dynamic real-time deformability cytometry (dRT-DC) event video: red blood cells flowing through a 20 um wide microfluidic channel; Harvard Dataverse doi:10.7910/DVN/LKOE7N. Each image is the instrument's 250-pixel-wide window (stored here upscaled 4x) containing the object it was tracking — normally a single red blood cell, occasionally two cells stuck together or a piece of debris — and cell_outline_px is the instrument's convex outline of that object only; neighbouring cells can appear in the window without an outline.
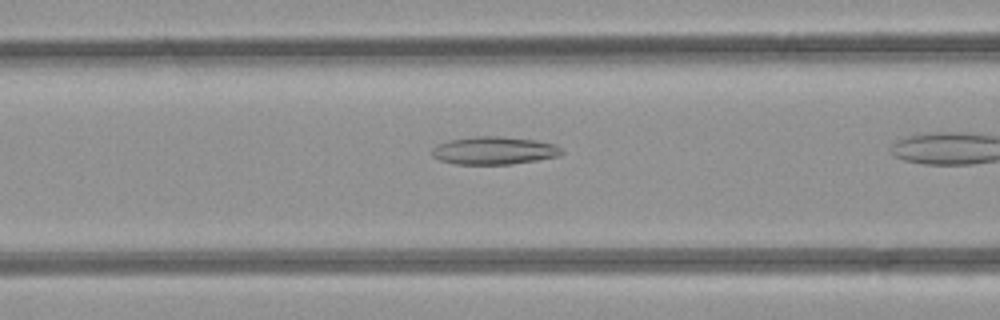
{"species": "common noctule bat (a hibernating species)", "species_latin": "Nyctalus noctula", "temperature_condition": "room temperature", "stored_images_in_passage": 7, "camera_frame_rate_fps": 3000, "um_per_image_px": 0.085, "animal": {"sex": "female", "body_mass_g": 21.9}, "frame": {"image": 1, "passage_image": 6, "time_ms": 1.667, "image_size_px": [1000, 320], "cell_outline_px": [[564, 152], [560, 156], [512, 164], [456, 164], [440, 160], [432, 156], [432, 148], [436, 144], [448, 140], [476, 136], [500, 136], [536, 140], [556, 144]], "centroid_in_image_um": [41.99, 12.79], "position_along_channel_um": 124.6, "area_um2": 21.15}}